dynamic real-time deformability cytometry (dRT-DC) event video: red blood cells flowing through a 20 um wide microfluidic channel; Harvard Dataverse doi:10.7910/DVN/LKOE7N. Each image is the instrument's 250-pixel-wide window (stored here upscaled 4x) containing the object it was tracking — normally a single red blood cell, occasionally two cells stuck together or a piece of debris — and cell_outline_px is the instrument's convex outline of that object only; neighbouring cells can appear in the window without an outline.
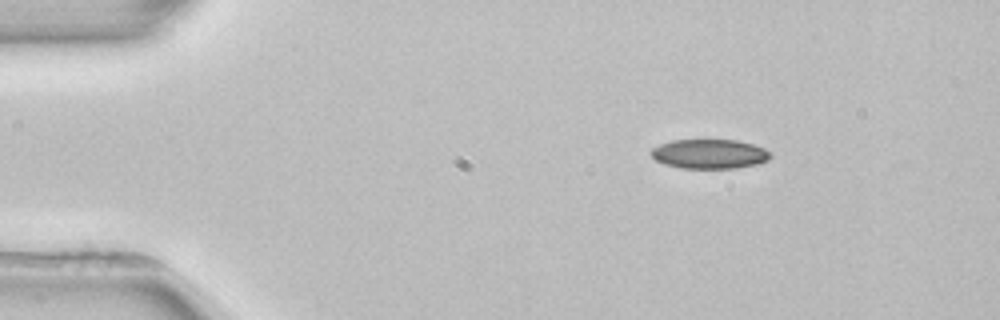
{"species": "common noctule bat (a hibernating species)", "species_latin": "Nyctalus noctula", "temperature_condition": "room temperature", "stored_images_in_passage": 4, "camera_frame_rate_fps": 3000, "um_per_image_px": 0.085, "animal": {"sex": "female", "body_mass_g": 22.7, "forearm_length_mm": 54.2}, "frame": {"image": 1, "passage_image": 1, "time_ms": 0.0, "image_size_px": [1000, 320], "cell_outline_px": [[772, 156], [768, 160], [756, 164], [736, 168], [680, 168], [664, 164], [656, 160], [652, 156], [652, 148], [660, 144], [672, 140], [736, 140], [752, 144], [764, 148]], "centroid_in_image_um": [60.3, 13.08], "position_along_channel_um": 24.7, "area_um2": 20.35}}
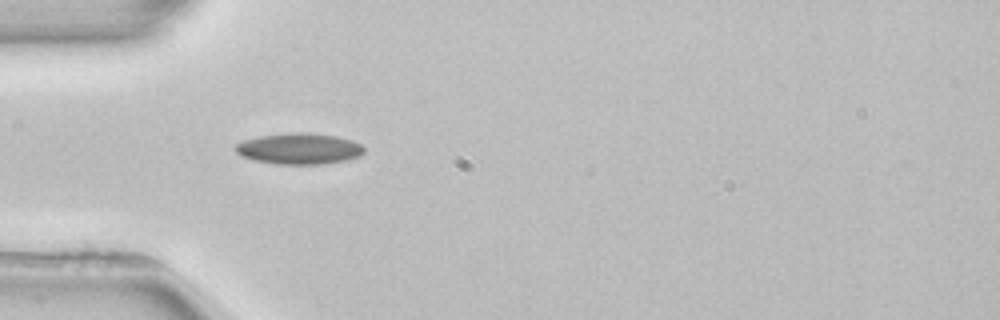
{"frame": {"image": 2, "passage_image": 3, "time_ms": 2.667, "image_size_px": [1000, 320], "cell_outline_px": [[364, 152], [360, 156], [344, 160], [324, 164], [276, 164], [252, 160], [240, 156], [232, 148], [236, 144], [244, 140], [260, 136], [288, 132], [304, 132], [336, 136], [352, 140], [360, 144], [364, 148]], "centroid_in_image_um": [25.38, 12.64], "position_along_channel_um": 59.6, "area_um2": 23.47}}